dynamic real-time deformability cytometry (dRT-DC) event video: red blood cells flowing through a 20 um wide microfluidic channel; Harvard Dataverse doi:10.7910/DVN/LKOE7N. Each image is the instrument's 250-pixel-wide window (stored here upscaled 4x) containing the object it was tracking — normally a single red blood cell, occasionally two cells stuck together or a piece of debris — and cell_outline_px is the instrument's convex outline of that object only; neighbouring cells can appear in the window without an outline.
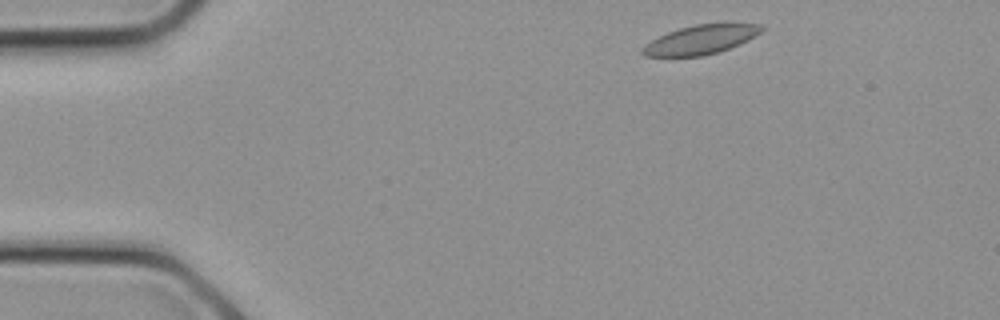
{"species": "common noctule bat (a hibernating species)", "species_latin": "Nyctalus noctula", "temperature_condition": "cold", "stored_images_in_passage": 5, "camera_frame_rate_fps": 3000, "um_per_image_px": 0.085, "animal": {"sex": "female", "body_mass_g": 21.9}, "frame": {"image": 1, "passage_image": 1, "time_ms": 0.0, "image_size_px": [1000, 320], "cell_outline_px": [[764, 28], [756, 36], [740, 44], [720, 52], [704, 56], [644, 56], [640, 52], [640, 48], [644, 44], [668, 32], [680, 28], [696, 24], [724, 20], [728, 20], [760, 24]], "centroid_in_image_um": [59.64, 3.32], "position_along_channel_um": 25.4, "area_um2": 21.1}}
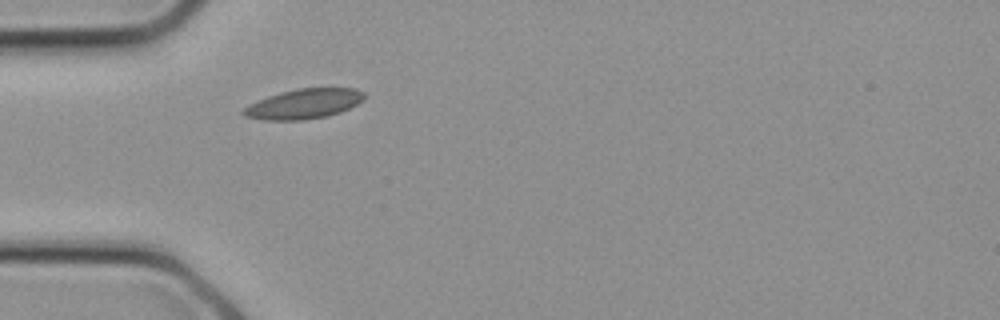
{"frame": {"image": 2, "passage_image": 5, "time_ms": 1.333, "image_size_px": [1000, 320], "cell_outline_px": [[364, 100], [340, 112], [328, 116], [304, 120], [260, 120], [244, 116], [240, 112], [248, 104], [268, 96], [280, 92], [296, 88], [356, 88], [364, 92]], "centroid_in_image_um": [25.8, 8.83], "position_along_channel_um": 59.2, "area_um2": 21.21}}